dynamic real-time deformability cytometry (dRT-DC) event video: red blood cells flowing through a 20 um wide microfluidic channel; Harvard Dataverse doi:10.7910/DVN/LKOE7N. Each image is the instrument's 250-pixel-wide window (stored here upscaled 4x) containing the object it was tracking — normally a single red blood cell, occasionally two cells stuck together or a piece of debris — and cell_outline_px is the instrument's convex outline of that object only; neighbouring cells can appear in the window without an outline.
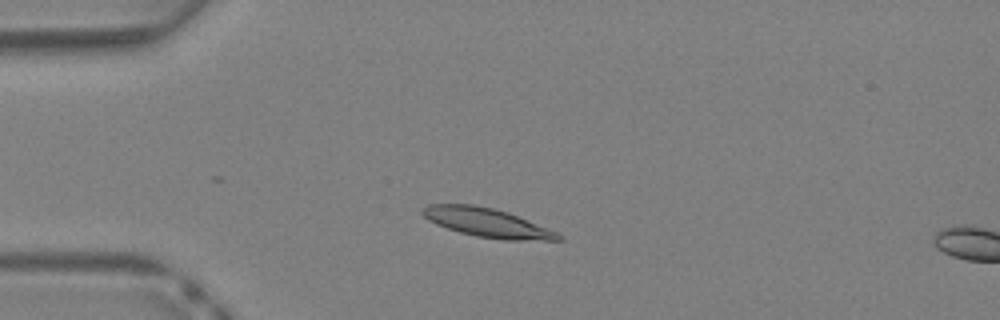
{"species": "Egyptian fruit bat (a non-hibernating species)", "species_latin": "Rousettus aegyptiacus", "temperature_condition": "warm", "stored_images_in_passage": 9, "camera_frame_rate_fps": 3000, "um_per_image_px": 0.085, "animal": {"sex": "female"}, "frame": {"image": 1, "passage_image": 7, "time_ms": 2.0, "image_size_px": [1000, 320], "cell_outline_px": [[564, 240], [504, 240], [476, 236], [460, 232], [436, 224], [428, 220], [420, 212], [428, 204], [472, 204], [496, 208], [508, 212], [548, 228], [564, 236]], "centroid_in_image_um": [41.42, 18.92], "position_along_channel_um": 43.6, "area_um2": 22.89}}